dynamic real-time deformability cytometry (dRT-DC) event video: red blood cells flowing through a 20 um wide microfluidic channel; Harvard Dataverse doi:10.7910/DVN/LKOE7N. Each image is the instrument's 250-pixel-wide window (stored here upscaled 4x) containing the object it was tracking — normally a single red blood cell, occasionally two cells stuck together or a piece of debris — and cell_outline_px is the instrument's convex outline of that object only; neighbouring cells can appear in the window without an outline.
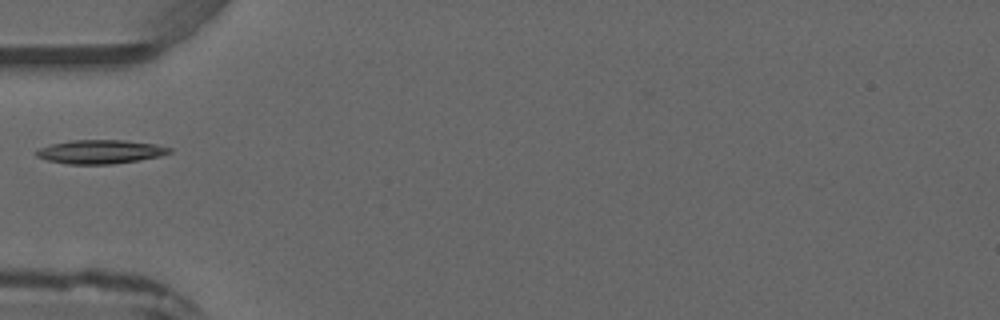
{"species": "common noctule bat (a hibernating species)", "species_latin": "Nyctalus noctula", "temperature_condition": "warm", "stored_images_in_passage": 1, "camera_frame_rate_fps": 3000, "um_per_image_px": 0.085, "animal": {"sex": "male", "forearm_length_mm": 52.5}, "frame": {"image": 1, "passage_image": 1, "time_ms": 0.0, "image_size_px": [1000, 320], "cell_outline_px": [[172, 152], [160, 156], [140, 160], [112, 164], [68, 164], [48, 160], [36, 156], [36, 152], [40, 148], [52, 144], [72, 140], [124, 140], [156, 144], [172, 148]], "centroid_in_image_um": [8.57, 12.9], "position_along_channel_um": 76.4, "area_um2": 18.38}}